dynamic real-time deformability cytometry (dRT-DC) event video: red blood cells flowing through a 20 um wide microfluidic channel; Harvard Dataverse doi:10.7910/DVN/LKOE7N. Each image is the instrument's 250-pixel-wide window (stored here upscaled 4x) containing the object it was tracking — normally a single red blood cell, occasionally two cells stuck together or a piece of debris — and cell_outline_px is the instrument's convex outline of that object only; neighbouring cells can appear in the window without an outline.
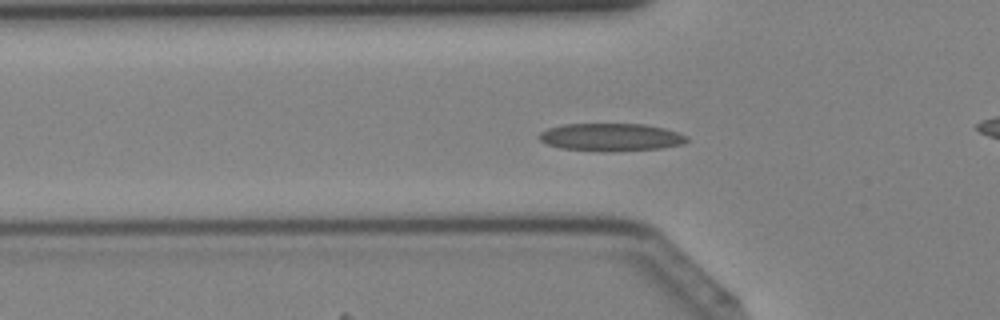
{"species": "Egyptian fruit bat (a non-hibernating species)", "species_latin": "Rousettus aegyptiacus", "temperature_condition": "cold", "stored_images_in_passage": 43, "camera_frame_rate_fps": 3000, "um_per_image_px": 0.085, "animal": {"sex": "female"}, "frame": {"image": 1, "passage_image": 14, "time_ms": 4.333, "image_size_px": [1000, 320], "cell_outline_px": [[688, 140], [684, 144], [660, 148], [612, 152], [604, 152], [560, 148], [548, 144], [540, 140], [540, 132], [548, 128], [564, 124], [644, 124], [664, 128], [688, 136]], "centroid_in_image_um": [51.94, 11.67], "position_along_channel_um": 73.9, "area_um2": 23.93}}
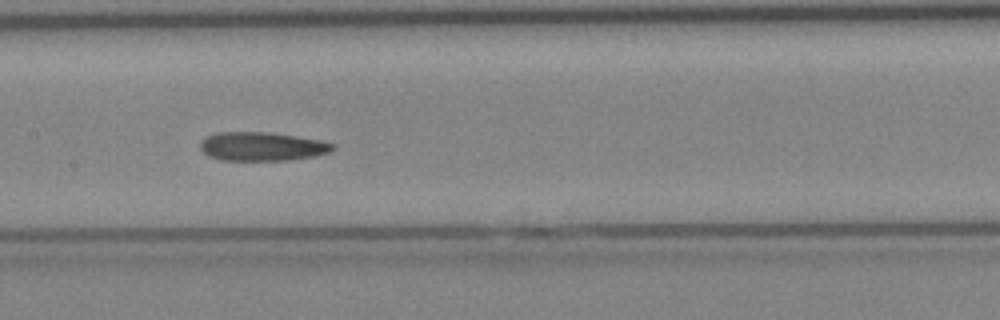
{"frame": {"image": 2, "passage_image": 21, "time_ms": 6.667, "image_size_px": [1000, 320], "cell_outline_px": [[336, 148], [328, 152], [312, 156], [288, 160], [220, 160], [208, 156], [200, 148], [200, 144], [208, 136], [216, 132], [268, 132], [320, 140], [336, 144]], "centroid_in_image_um": [22.27, 12.45], "position_along_channel_um": 185.1, "area_um2": 22.02}}
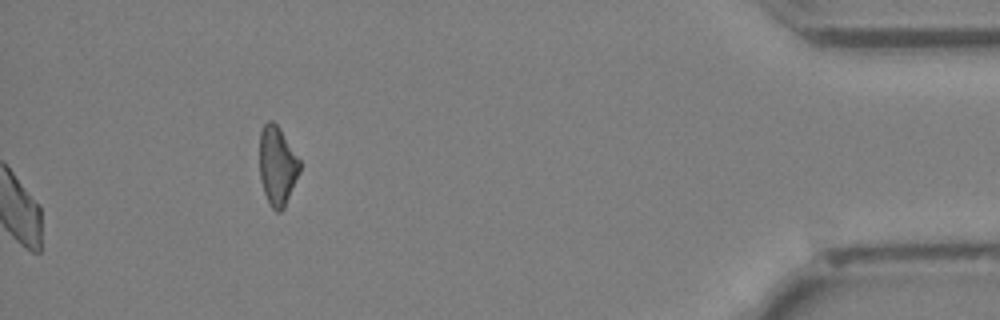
{"frame": {"image": 3, "passage_image": 43, "time_ms": 14.0, "image_size_px": [1000, 320], "cell_outline_px": [[300, 172], [284, 208], [280, 212], [276, 212], [272, 208], [264, 192], [260, 180], [260, 132], [264, 124], [268, 120], [272, 120], [280, 128], [300, 160]], "centroid_in_image_um": [23.57, 14.08], "position_along_channel_um": 411.6, "area_um2": 18.5}}